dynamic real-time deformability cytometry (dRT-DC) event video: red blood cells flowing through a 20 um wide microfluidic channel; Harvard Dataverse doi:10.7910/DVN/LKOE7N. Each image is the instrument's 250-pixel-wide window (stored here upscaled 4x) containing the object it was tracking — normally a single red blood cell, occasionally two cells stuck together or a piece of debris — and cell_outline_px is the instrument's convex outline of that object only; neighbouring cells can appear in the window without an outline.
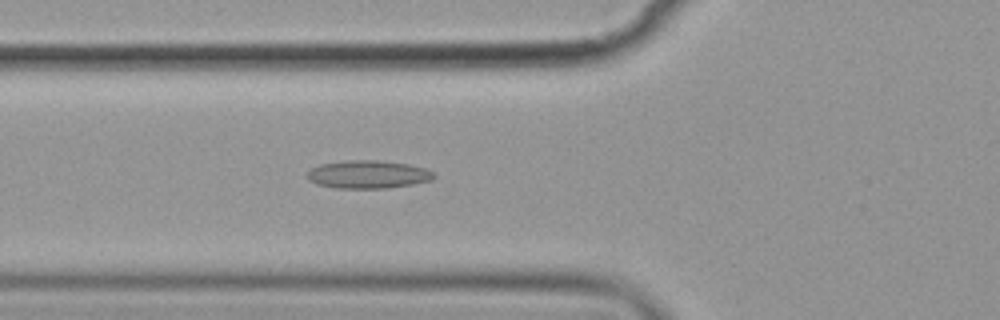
{"species": "common noctule bat (a hibernating species)", "species_latin": "Nyctalus noctula", "temperature_condition": "cold", "stored_images_in_passage": 57, "camera_frame_rate_fps": 3000, "um_per_image_px": 0.085, "animal": {"sex": "female", "body_mass_g": 19.9}, "frame": {"image": 1, "passage_image": 21, "time_ms": 6.667, "image_size_px": [1000, 320], "cell_outline_px": [[436, 176], [432, 180], [412, 184], [384, 188], [336, 188], [316, 184], [308, 180], [308, 172], [312, 168], [320, 164], [348, 160], [376, 160], [408, 164], [428, 168]], "centroid_in_image_um": [31.29, 14.82], "position_along_channel_um": 94.5, "area_um2": 20.63}}
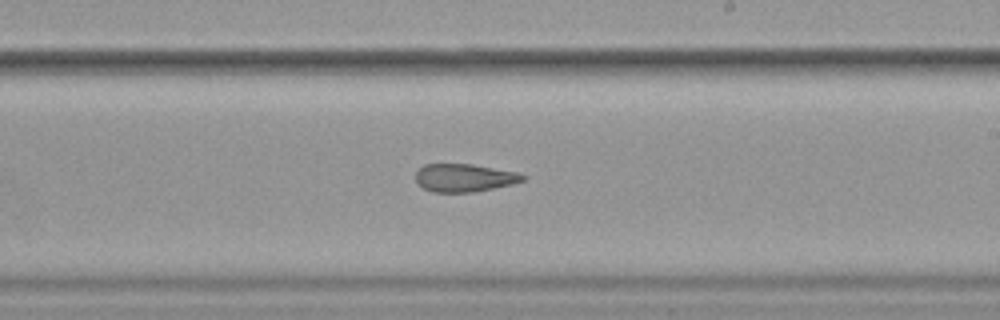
{"frame": {"image": 2, "passage_image": 34, "time_ms": 11.0, "image_size_px": [1000, 320], "cell_outline_px": [[528, 176], [524, 180], [512, 184], [476, 192], [432, 192], [416, 184], [416, 172], [424, 164], [472, 164], [516, 172]], "centroid_in_image_um": [39.46, 15.12], "position_along_channel_um": 249.5, "area_um2": 17.51}}
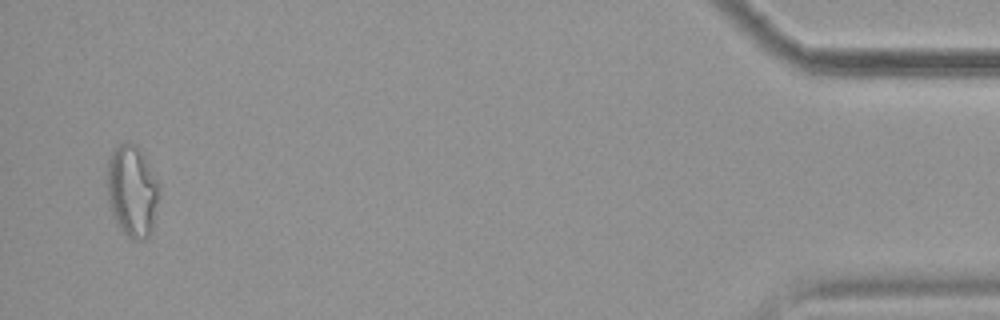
{"frame": {"image": 3, "passage_image": 55, "time_ms": 18.0, "image_size_px": [1000, 320], "cell_outline_px": [[160, 188], [152, 232], [144, 240], [132, 240], [116, 224], [112, 216], [108, 200], [108, 160], [112, 152], [124, 140], [136, 144], [140, 148], [160, 184]], "centroid_in_image_um": [11.25, 16.24], "position_along_channel_um": 424.0, "area_um2": 28.09}, "authors_computed_cell_mechanics": {"area_um2": 20.1144, "velocity_mm_per_s": 3.5866, "shape_relaxation_time_tau1_ms": null, "shape_relaxation_time_tau2_ms": 5.4656, "deformation_change_tau1": null, "deformation_change_tau2": 0.143}}